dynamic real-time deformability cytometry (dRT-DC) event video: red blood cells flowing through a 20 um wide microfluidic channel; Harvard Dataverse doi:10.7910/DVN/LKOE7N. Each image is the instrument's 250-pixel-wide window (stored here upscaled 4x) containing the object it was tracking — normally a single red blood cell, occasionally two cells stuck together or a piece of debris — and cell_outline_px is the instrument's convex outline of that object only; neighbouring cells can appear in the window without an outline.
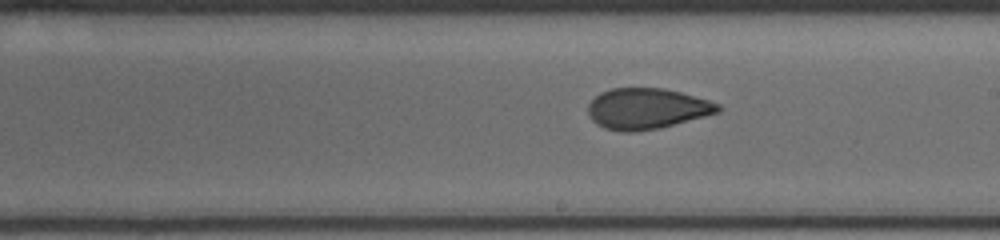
{"species": "human", "species_latin": "Homo sapiens", "temperature_condition": "cold", "stored_images_in_passage": 12, "camera_frame_rate_fps": 3000, "um_per_image_px": 0.085, "donor": {"sex": "male"}, "frame": {"image": 1, "passage_image": 12, "time_ms": 11.333, "image_size_px": [1000, 240], "cell_outline_px": [[724, 108], [720, 112], [660, 128], [632, 132], [620, 132], [604, 128], [596, 124], [588, 116], [588, 104], [600, 92], [612, 88], [664, 88], [680, 92], [708, 100], [720, 104]], "centroid_in_image_um": [54.97, 9.24], "position_along_channel_um": 234.0, "area_um2": 31.1}}